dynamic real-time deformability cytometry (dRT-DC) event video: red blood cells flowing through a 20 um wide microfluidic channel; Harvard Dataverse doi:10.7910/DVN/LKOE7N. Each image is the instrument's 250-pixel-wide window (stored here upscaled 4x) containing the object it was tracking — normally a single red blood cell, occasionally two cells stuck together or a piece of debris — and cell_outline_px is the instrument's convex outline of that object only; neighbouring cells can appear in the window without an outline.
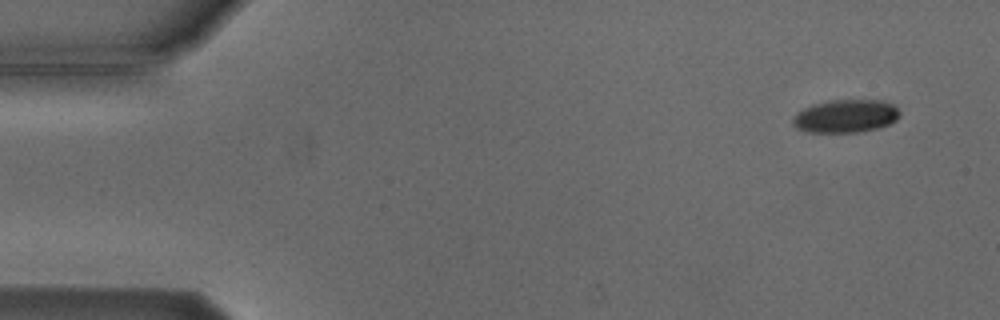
{"species": "Egyptian fruit bat (a non-hibernating species)", "species_latin": "Rousettus aegyptiacus", "temperature_condition": "cold", "stored_images_in_passage": 4, "camera_frame_rate_fps": 3000, "um_per_image_px": 0.085, "animal": {"sex": "male"}, "frame": {"image": 1, "passage_image": 1, "time_ms": 0.0, "image_size_px": [1000, 320], "cell_outline_px": [[900, 116], [896, 120], [888, 124], [876, 128], [860, 132], [808, 132], [796, 128], [792, 124], [792, 120], [796, 112], [812, 104], [832, 100], [880, 100], [892, 104], [900, 112]], "centroid_in_image_um": [71.85, 9.87], "position_along_channel_um": 13.1, "area_um2": 20.58}}